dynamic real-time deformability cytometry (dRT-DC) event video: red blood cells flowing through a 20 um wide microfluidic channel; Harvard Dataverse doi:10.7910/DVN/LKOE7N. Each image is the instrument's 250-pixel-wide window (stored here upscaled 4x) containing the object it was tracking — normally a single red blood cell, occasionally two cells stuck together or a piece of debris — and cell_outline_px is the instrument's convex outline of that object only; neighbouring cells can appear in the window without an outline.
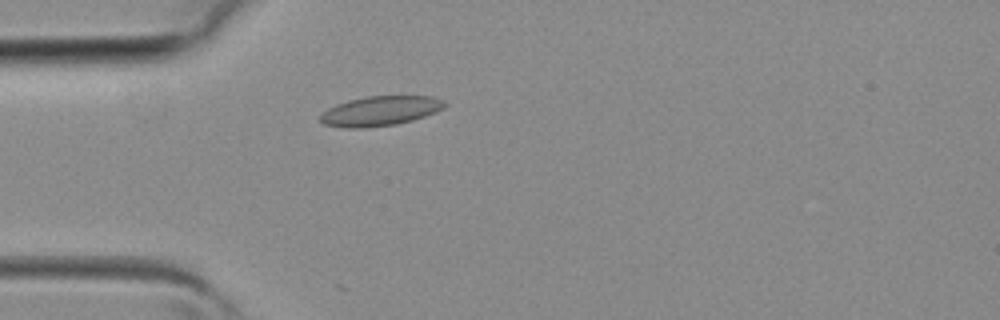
{"species": "common noctule bat (a hibernating species)", "species_latin": "Nyctalus noctula", "temperature_condition": "room temperature", "stored_images_in_passage": 1, "camera_frame_rate_fps": 3000, "um_per_image_px": 0.085, "animal": {"sex": "female", "body_mass_g": 19.3, "forearm_length_mm": 54.1}, "frame": {"image": 1, "passage_image": 1, "time_ms": 0.0, "image_size_px": [1000, 320], "cell_outline_px": [[448, 104], [444, 108], [424, 116], [412, 120], [396, 124], [364, 128], [344, 128], [324, 124], [320, 120], [320, 116], [328, 108], [336, 104], [348, 100], [364, 96], [432, 96], [444, 100]], "centroid_in_image_um": [32.32, 9.42], "position_along_channel_um": 52.7, "area_um2": 21.56}}